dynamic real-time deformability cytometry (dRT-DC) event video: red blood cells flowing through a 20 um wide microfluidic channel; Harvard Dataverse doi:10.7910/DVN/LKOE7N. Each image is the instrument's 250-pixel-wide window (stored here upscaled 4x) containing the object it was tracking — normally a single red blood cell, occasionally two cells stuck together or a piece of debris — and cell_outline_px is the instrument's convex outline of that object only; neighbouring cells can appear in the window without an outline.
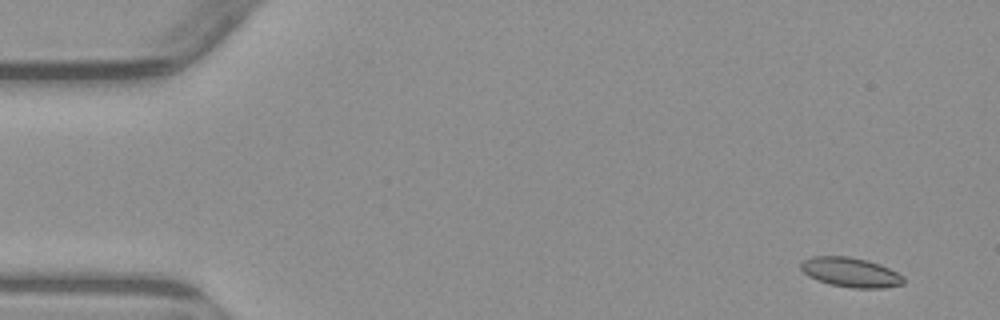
{"species": "common noctule bat (a hibernating species)", "species_latin": "Nyctalus noctula", "temperature_condition": "warm", "stored_images_in_passage": 4, "camera_frame_rate_fps": 3000, "um_per_image_px": 0.085, "animal": {"sex": "male", "body_mass_g": 23.1, "forearm_length_mm": 52.7}, "frame": {"image": 1, "passage_image": 1, "time_ms": 0.0, "image_size_px": [1000, 320], "cell_outline_px": [[904, 284], [884, 288], [852, 288], [828, 284], [816, 280], [808, 276], [800, 268], [800, 264], [804, 260], [812, 256], [848, 256], [868, 260], [880, 264], [904, 276]], "centroid_in_image_um": [72.3, 23.15], "position_along_channel_um": 12.7, "area_um2": 17.86}}
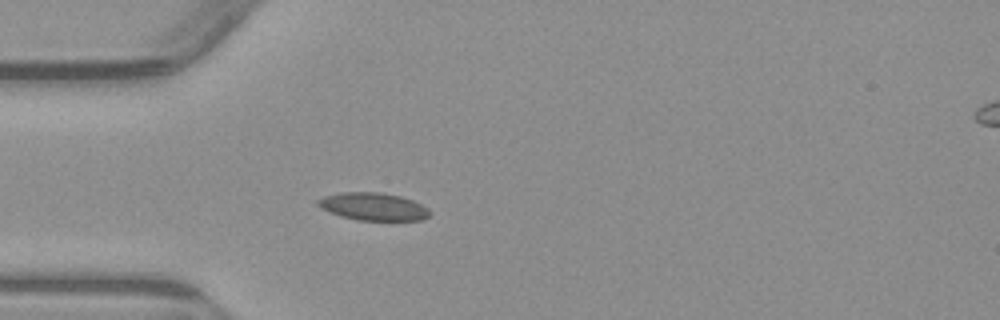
{"frame": {"image": 2, "passage_image": 4, "time_ms": 4.0, "image_size_px": [1000, 320], "cell_outline_px": [[432, 212], [428, 216], [420, 220], [356, 220], [340, 216], [328, 212], [320, 208], [316, 204], [316, 200], [324, 196], [340, 192], [380, 192], [400, 196], [412, 200], [428, 208]], "centroid_in_image_um": [31.68, 17.55], "position_along_channel_um": 53.3, "area_um2": 18.15}}